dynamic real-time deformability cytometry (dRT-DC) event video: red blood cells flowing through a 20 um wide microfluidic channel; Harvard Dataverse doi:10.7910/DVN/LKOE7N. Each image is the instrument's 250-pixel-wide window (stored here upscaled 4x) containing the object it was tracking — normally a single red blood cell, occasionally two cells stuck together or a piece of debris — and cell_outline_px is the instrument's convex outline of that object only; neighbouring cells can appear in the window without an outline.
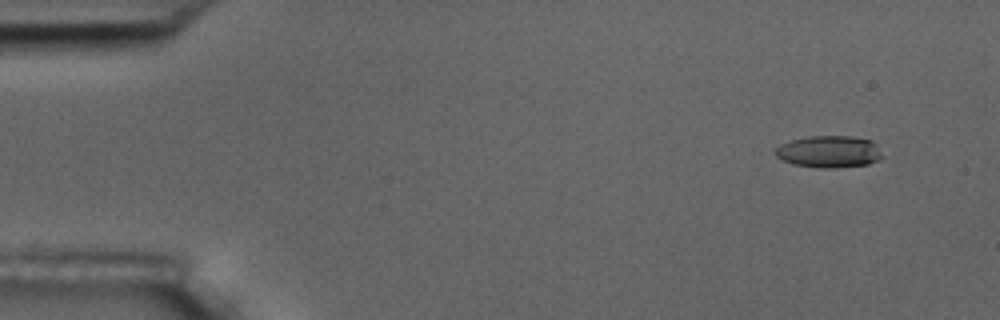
{"species": "common noctule bat (a hibernating species)", "species_latin": "Nyctalus noctula", "temperature_condition": "room temperature", "stored_images_in_passage": 7, "camera_frame_rate_fps": 3000, "um_per_image_px": 0.085, "animal": {"sex": "male", "body_mass_g": 17.5, "forearm_length_mm": 52.3}, "frame": {"image": 1, "passage_image": 1, "time_ms": 0.0, "image_size_px": [1000, 320], "cell_outline_px": [[884, 156], [868, 164], [836, 168], [820, 168], [792, 164], [776, 156], [772, 152], [772, 148], [780, 144], [792, 140], [808, 136], [852, 136], [872, 140], [876, 144]], "centroid_in_image_um": [70.44, 12.89], "position_along_channel_um": 14.6, "area_um2": 20.17}}